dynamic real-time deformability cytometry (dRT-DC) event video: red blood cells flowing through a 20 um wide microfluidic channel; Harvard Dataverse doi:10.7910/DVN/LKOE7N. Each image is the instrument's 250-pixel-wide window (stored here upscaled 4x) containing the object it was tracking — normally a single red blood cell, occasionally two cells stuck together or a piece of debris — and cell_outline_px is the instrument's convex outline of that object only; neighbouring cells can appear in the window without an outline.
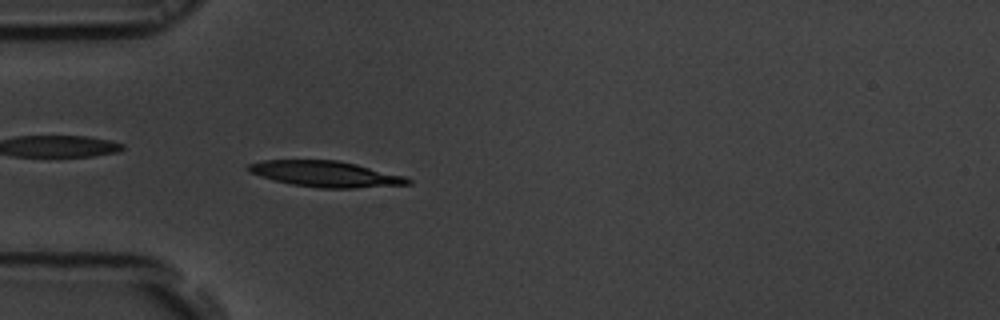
{"species": "common noctule bat (a hibernating species)", "species_latin": "Nyctalus noctula", "temperature_condition": "room temperature", "stored_images_in_passage": 46, "camera_frame_rate_fps": 3000, "um_per_image_px": 0.085, "animal": {"sex": "male", "body_mass_g": 19.5, "forearm_length_mm": 54.6}, "frame": {"image": 1, "passage_image": 8, "time_ms": 2.333, "image_size_px": [1000, 320], "cell_outline_px": [[412, 184], [356, 188], [320, 188], [292, 184], [272, 180], [248, 172], [244, 168], [248, 164], [264, 160], [336, 160], [356, 164], [404, 176], [412, 180]], "centroid_in_image_um": [27.64, 14.79], "position_along_channel_um": 57.4, "area_um2": 24.1}}
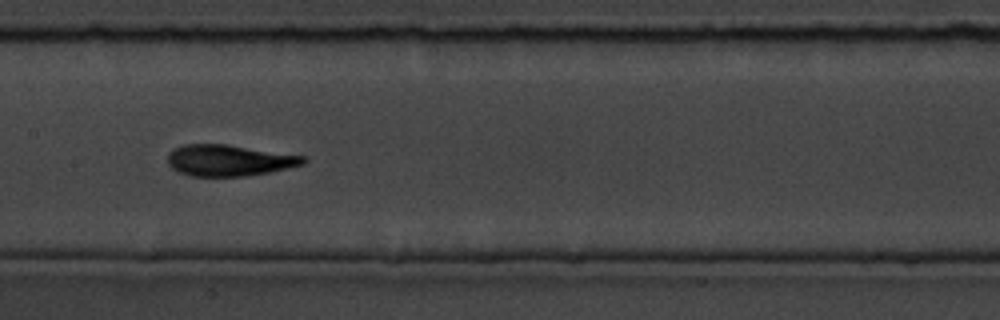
{"frame": {"image": 2, "passage_image": 19, "time_ms": 6.0, "image_size_px": [1000, 320], "cell_outline_px": [[308, 160], [304, 164], [268, 172], [244, 176], [192, 176], [180, 172], [172, 168], [168, 164], [168, 152], [172, 148], [184, 144], [228, 144], [308, 156]], "centroid_in_image_um": [19.49, 13.61], "position_along_channel_um": 187.9, "area_um2": 24.91}}
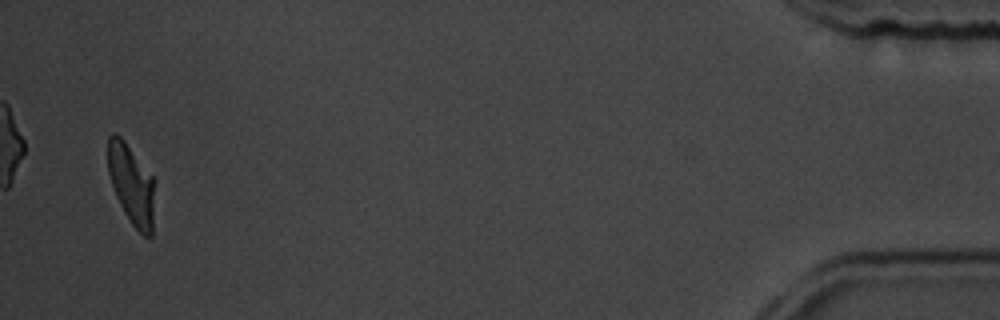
{"frame": {"image": 3, "passage_image": 45, "time_ms": 14.667, "image_size_px": [1000, 320], "cell_outline_px": [[156, 180], [152, 236], [144, 236], [132, 224], [124, 212], [116, 196], [108, 172], [108, 136], [112, 132], [116, 132], [124, 140]], "centroid_in_image_um": [11.2, 15.66], "position_along_channel_um": 424.0, "area_um2": 22.08}, "authors_computed_cell_mechanics": {"area_um2": 23.7847, "velocity_mm_per_s": 3.7019, "shape_relaxation_time_tau1_ms": 3.4177, "shape_relaxation_time_tau2_ms": 1.5042, "deformation_change_tau1": 0.1576, "deformation_change_tau2": 0.0824}}